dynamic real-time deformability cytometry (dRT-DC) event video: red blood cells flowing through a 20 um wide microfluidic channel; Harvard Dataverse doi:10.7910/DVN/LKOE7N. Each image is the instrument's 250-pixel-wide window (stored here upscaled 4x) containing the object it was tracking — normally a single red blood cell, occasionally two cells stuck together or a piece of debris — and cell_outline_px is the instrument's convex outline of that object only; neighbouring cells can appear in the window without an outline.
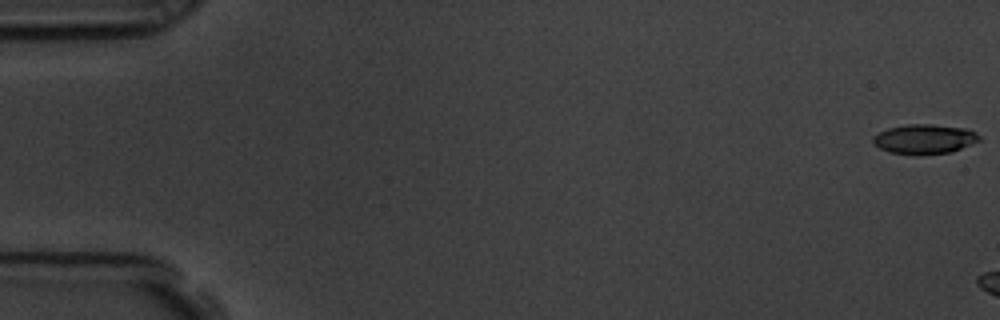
{"species": "common noctule bat (a hibernating species)", "species_latin": "Nyctalus noctula", "temperature_condition": "room temperature", "stored_images_in_passage": 7, "camera_frame_rate_fps": 3000, "um_per_image_px": 0.085, "animal": {"sex": "male", "body_mass_g": 19.5, "forearm_length_mm": 54.6}, "frame": {"image": 1, "passage_image": 1, "time_ms": 0.0, "image_size_px": [1000, 320], "cell_outline_px": [[980, 140], [952, 152], [920, 156], [888, 152], [880, 148], [872, 140], [872, 136], [888, 128], [904, 124], [932, 124], [968, 128], [976, 132], [980, 136]], "centroid_in_image_um": [78.59, 11.83], "position_along_channel_um": 6.4, "area_um2": 18.67}}